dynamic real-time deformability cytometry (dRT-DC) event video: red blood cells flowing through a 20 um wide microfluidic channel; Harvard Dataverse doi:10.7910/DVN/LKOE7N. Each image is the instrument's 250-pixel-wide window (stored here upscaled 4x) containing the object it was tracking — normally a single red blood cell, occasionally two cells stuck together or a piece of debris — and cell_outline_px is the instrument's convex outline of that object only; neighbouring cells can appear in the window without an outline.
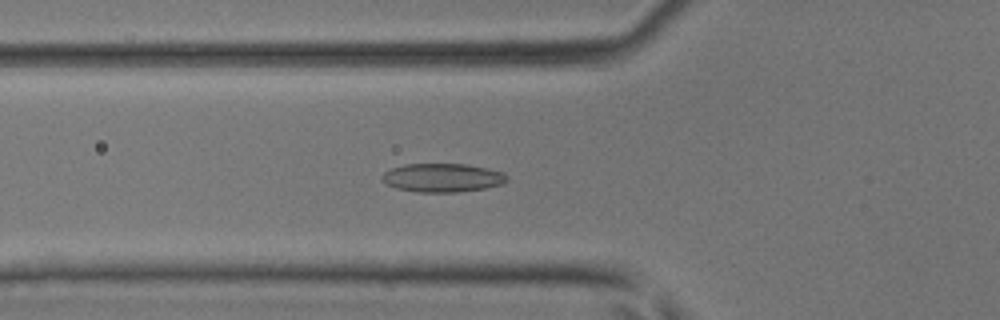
{"species": "common noctule bat (a hibernating species)", "species_latin": "Nyctalus noctula", "temperature_condition": "room temperature", "stored_images_in_passage": 41, "camera_frame_rate_fps": 3000, "um_per_image_px": 0.085, "animal": {"sex": "male", "body_mass_g": 17.9, "forearm_length_mm": 54.2}, "frame": {"image": 1, "passage_image": 11, "time_ms": 3.333, "image_size_px": [1000, 320], "cell_outline_px": [[508, 180], [504, 184], [484, 188], [456, 192], [420, 192], [396, 188], [380, 180], [380, 176], [384, 172], [392, 168], [404, 164], [464, 164], [504, 172], [508, 176]], "centroid_in_image_um": [37.6, 15.1], "position_along_channel_um": 88.2, "area_um2": 20.81}}
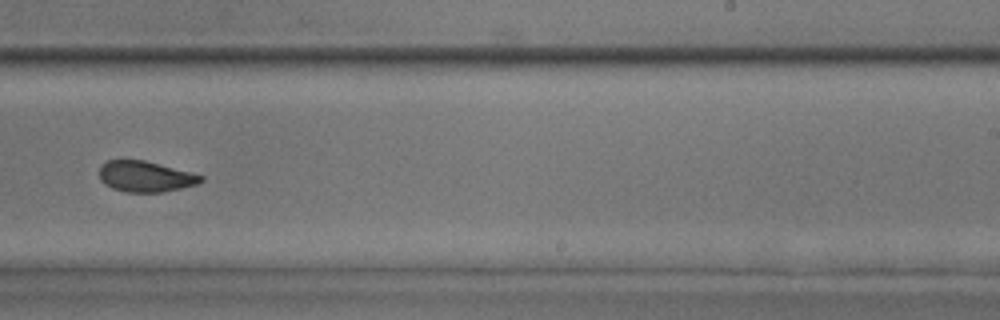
{"frame": {"image": 2, "passage_image": 24, "time_ms": 7.667, "image_size_px": [1000, 320], "cell_outline_px": [[204, 180], [196, 184], [180, 188], [160, 192], [124, 192], [112, 188], [104, 184], [100, 180], [100, 168], [108, 160], [144, 160], [192, 172], [204, 176]], "centroid_in_image_um": [12.37, 15.0], "position_along_channel_um": 276.6, "area_um2": 18.15}}
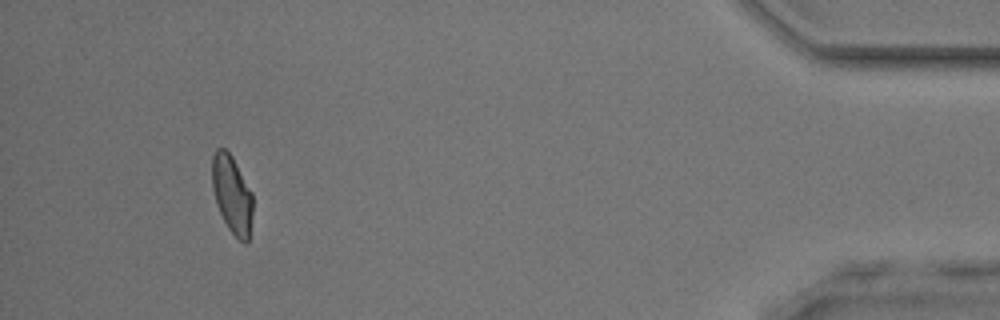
{"frame": {"image": 3, "passage_image": 38, "time_ms": 12.333, "image_size_px": [1000, 320], "cell_outline_px": [[252, 216], [248, 244], [244, 244], [228, 228], [216, 204], [212, 188], [212, 156], [216, 148], [224, 148], [232, 156], [252, 192]], "centroid_in_image_um": [19.72, 16.53], "position_along_channel_um": 415.5, "area_um2": 18.5}}